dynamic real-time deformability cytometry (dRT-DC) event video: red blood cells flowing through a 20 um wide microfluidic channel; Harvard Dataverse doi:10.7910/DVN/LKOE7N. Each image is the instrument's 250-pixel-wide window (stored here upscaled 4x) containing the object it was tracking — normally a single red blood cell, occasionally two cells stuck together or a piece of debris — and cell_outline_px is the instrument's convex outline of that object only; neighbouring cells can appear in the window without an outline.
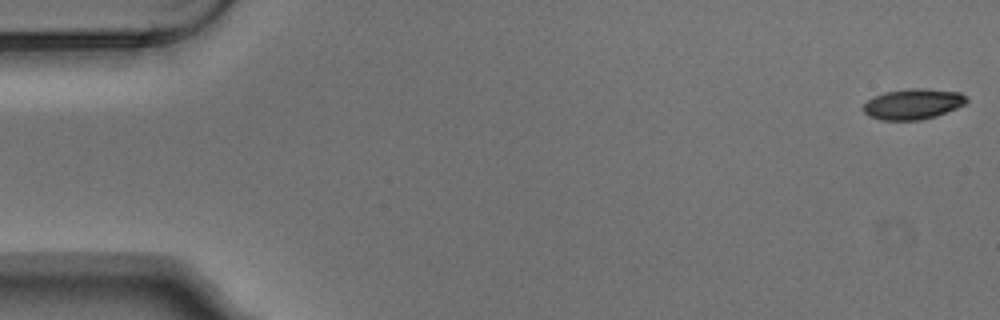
{"species": "Egyptian fruit bat (a non-hibernating species)", "species_latin": "Rousettus aegyptiacus", "temperature_condition": "warm", "stored_images_in_passage": 5, "camera_frame_rate_fps": 3000, "um_per_image_px": 0.085, "animal": {"sex": "male"}, "frame": {"image": 1, "passage_image": 1, "time_ms": 0.0, "image_size_px": [1000, 320], "cell_outline_px": [[968, 100], [964, 104], [956, 108], [936, 116], [920, 120], [880, 120], [868, 116], [864, 112], [864, 104], [868, 100], [884, 92], [912, 88], [924, 88], [960, 92]], "centroid_in_image_um": [77.59, 8.84], "position_along_channel_um": 7.4, "area_um2": 18.26}}
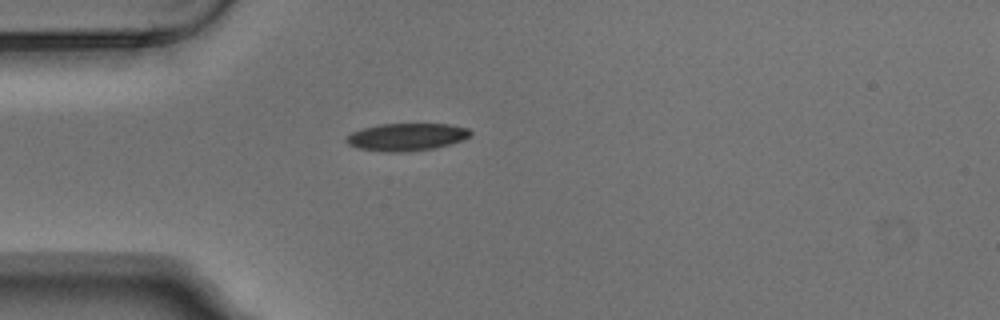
{"frame": {"image": 2, "passage_image": 4, "time_ms": 1.0, "image_size_px": [1000, 320], "cell_outline_px": [[472, 136], [464, 140], [436, 148], [408, 152], [384, 152], [356, 148], [348, 144], [344, 140], [344, 136], [352, 132], [364, 128], [380, 124], [448, 124], [468, 128], [472, 132]], "centroid_in_image_um": [34.56, 11.65], "position_along_channel_um": 50.4, "area_um2": 20.23}}